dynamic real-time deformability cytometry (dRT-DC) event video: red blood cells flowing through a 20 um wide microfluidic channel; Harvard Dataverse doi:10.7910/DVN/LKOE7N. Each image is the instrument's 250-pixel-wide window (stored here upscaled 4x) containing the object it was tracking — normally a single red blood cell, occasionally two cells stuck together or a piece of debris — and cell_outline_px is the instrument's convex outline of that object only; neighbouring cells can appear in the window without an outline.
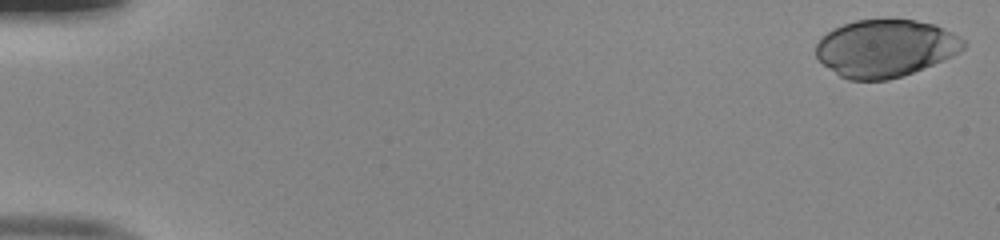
{"species": "human", "species_latin": "Homo sapiens", "temperature_condition": "room temperature", "stored_images_in_passage": 51, "camera_frame_rate_fps": 3000, "um_per_image_px": 0.085, "donor": {"sex": "male"}, "frame": {"image": 1, "passage_image": 1, "time_ms": 0.0, "image_size_px": [1000, 240], "cell_outline_px": [[968, 44], [960, 52], [952, 56], [912, 72], [888, 80], [848, 80], [840, 76], [828, 68], [816, 56], [816, 44], [832, 28], [856, 20], [888, 16], [916, 20], [936, 24], [960, 36]], "centroid_in_image_um": [75.28, 4.05], "position_along_channel_um": 9.7, "area_um2": 50.0}}
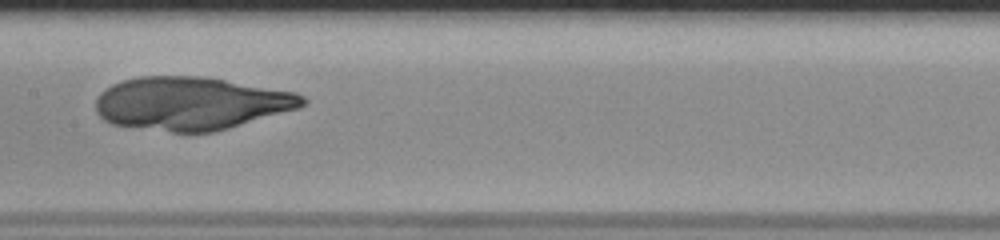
{"frame": {"image": 2, "passage_image": 27, "time_ms": 8.667, "image_size_px": [1000, 240], "cell_outline_px": [[308, 104], [300, 108], [216, 132], [172, 132], [112, 124], [104, 120], [96, 112], [96, 96], [100, 92], [112, 84], [124, 80], [140, 76], [200, 76], [296, 92], [304, 96], [308, 100]], "centroid_in_image_um": [16.26, 8.79], "position_along_channel_um": 191.1, "area_um2": 64.22}}
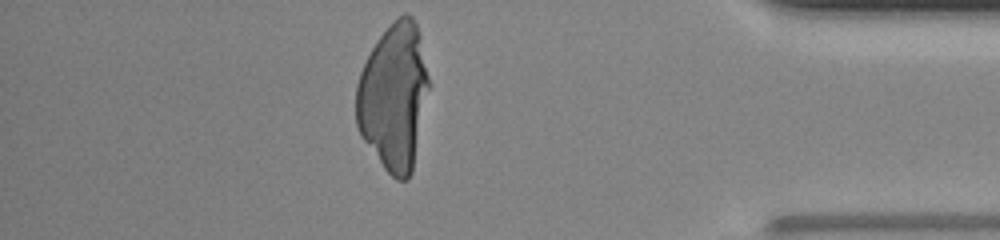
{"frame": {"image": 3, "passage_image": 45, "time_ms": 14.667, "image_size_px": [1000, 240], "cell_outline_px": [[432, 84], [412, 172], [408, 180], [396, 180], [384, 168], [360, 136], [356, 124], [356, 84], [360, 72], [376, 40], [396, 16], [404, 12], [412, 16], [416, 24], [420, 36]], "centroid_in_image_um": [33.51, 8.21], "position_along_channel_um": 401.7, "area_um2": 63.35}}